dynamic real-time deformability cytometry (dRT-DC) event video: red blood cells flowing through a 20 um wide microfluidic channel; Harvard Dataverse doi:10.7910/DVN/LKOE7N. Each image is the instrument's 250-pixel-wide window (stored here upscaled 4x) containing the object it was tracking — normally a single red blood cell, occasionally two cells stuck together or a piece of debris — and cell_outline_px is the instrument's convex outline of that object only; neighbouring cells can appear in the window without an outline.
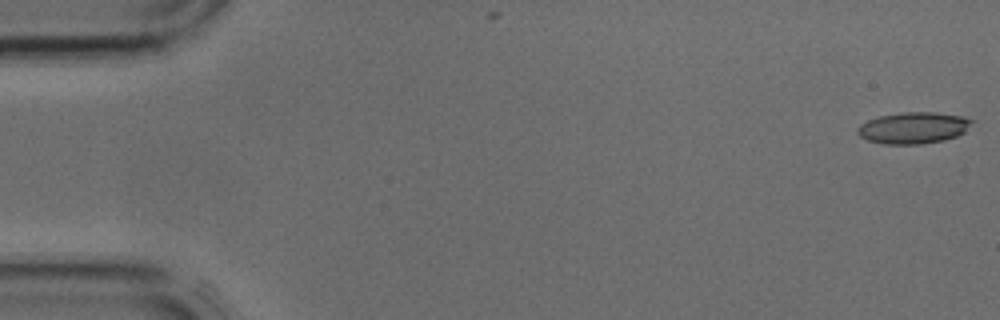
{"species": "common noctule bat (a hibernating species)", "species_latin": "Nyctalus noctula", "temperature_condition": "cold", "stored_images_in_passage": 42, "camera_frame_rate_fps": 3000, "um_per_image_px": 0.085, "animal": {"sex": "male", "body_mass_g": 17.9, "forearm_length_mm": 54.2}, "frame": {"image": 1, "passage_image": 1, "time_ms": 0.0, "image_size_px": [1000, 320], "cell_outline_px": [[976, 120], [964, 132], [956, 136], [944, 140], [920, 144], [884, 144], [868, 140], [860, 136], [856, 132], [856, 128], [860, 124], [868, 120], [880, 116], [904, 112], [936, 112], [964, 116]], "centroid_in_image_um": [77.66, 10.86], "position_along_channel_um": 7.3, "area_um2": 21.1}}
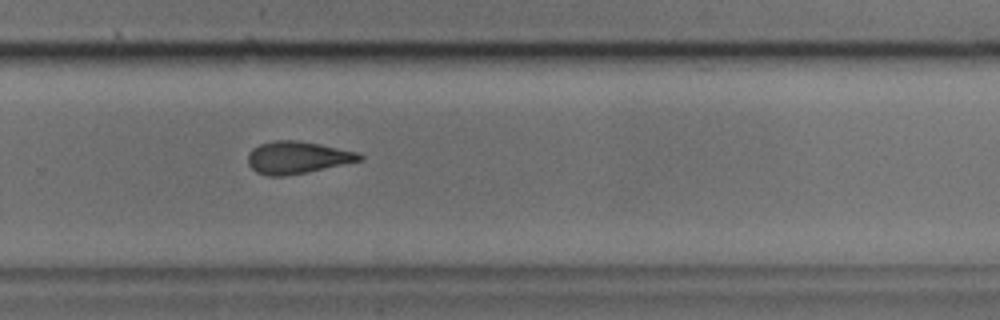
{"frame": {"image": 2, "passage_image": 28, "time_ms": 9.0, "image_size_px": [1000, 320], "cell_outline_px": [[364, 160], [284, 176], [268, 176], [256, 172], [248, 164], [248, 152], [252, 148], [260, 144], [276, 140], [296, 140], [320, 144], [356, 152], [364, 156]], "centroid_in_image_um": [25.25, 13.38], "position_along_channel_um": 304.6, "area_um2": 20.81}}
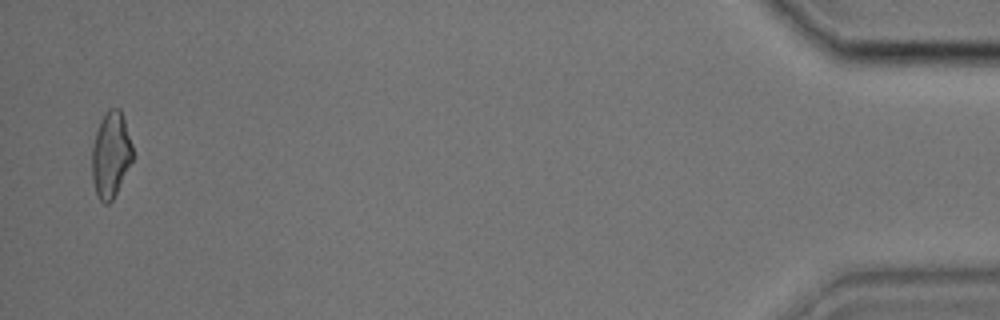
{"frame": {"image": 3, "passage_image": 41, "time_ms": 13.333, "image_size_px": [1000, 320], "cell_outline_px": [[132, 160], [112, 200], [108, 204], [104, 204], [100, 200], [96, 192], [92, 180], [92, 148], [96, 132], [100, 120], [108, 108], [120, 108], [132, 144]], "centroid_in_image_um": [9.4, 13.13], "position_along_channel_um": 425.8, "area_um2": 20.06}}